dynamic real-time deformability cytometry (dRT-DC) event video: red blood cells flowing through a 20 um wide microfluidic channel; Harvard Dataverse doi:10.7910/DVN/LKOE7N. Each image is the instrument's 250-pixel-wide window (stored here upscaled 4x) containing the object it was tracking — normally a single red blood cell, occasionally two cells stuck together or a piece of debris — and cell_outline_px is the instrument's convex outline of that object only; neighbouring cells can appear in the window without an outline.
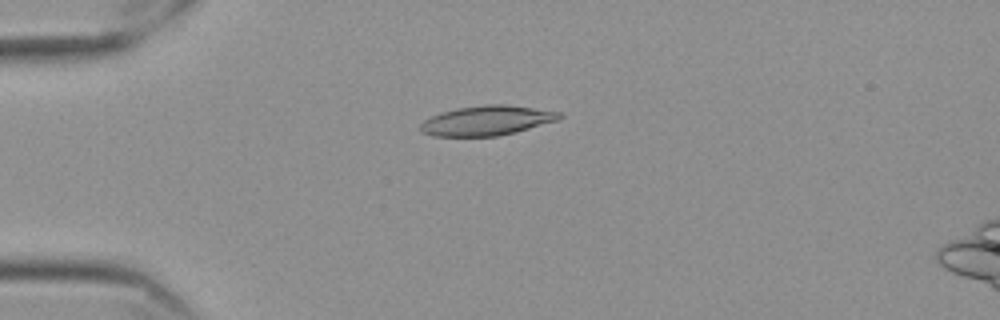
{"species": "Egyptian fruit bat (a non-hibernating species)", "species_latin": "Rousettus aegyptiacus", "temperature_condition": "cold", "stored_images_in_passage": 58, "camera_frame_rate_fps": 3000, "um_per_image_px": 0.085, "frame": {"image": 1, "passage_image": 15, "time_ms": 4.667, "image_size_px": [1000, 320], "cell_outline_px": [[564, 116], [560, 120], [516, 132], [496, 136], [432, 136], [424, 132], [420, 128], [420, 124], [424, 120], [440, 112], [456, 108], [484, 104], [508, 104], [560, 112]], "centroid_in_image_um": [41.41, 10.24], "position_along_channel_um": 43.6, "area_um2": 24.22}}
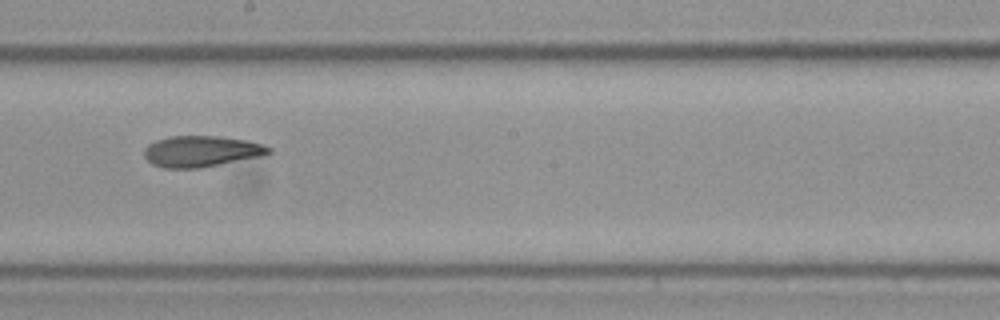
{"frame": {"image": 2, "passage_image": 33, "time_ms": 10.667, "image_size_px": [1000, 320], "cell_outline_px": [[272, 152], [260, 156], [200, 168], [164, 168], [152, 164], [144, 156], [144, 148], [148, 144], [156, 140], [172, 136], [220, 136], [248, 140], [264, 144], [272, 148]], "centroid_in_image_um": [17.12, 12.85], "position_along_channel_um": 231.1, "area_um2": 22.6}}
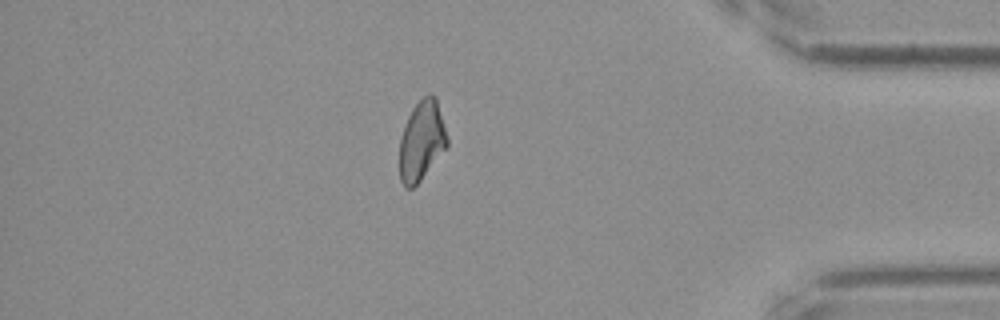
{"frame": {"image": 3, "passage_image": 50, "time_ms": 16.333, "image_size_px": [1000, 320], "cell_outline_px": [[448, 144], [420, 180], [412, 188], [404, 188], [400, 180], [400, 136], [404, 124], [412, 108], [428, 92], [432, 92], [436, 96], [448, 140]], "centroid_in_image_um": [35.82, 11.92], "position_along_channel_um": 399.4, "area_um2": 21.96}, "authors_computed_cell_mechanics": {"area_um2": 22.9177, "velocity_mm_per_s": 3.5409, "shape_relaxation_time_tau1_ms": null, "shape_relaxation_time_tau2_ms": 7.701, "deformation_change_tau1": null, "deformation_change_tau2": 0.1485}}